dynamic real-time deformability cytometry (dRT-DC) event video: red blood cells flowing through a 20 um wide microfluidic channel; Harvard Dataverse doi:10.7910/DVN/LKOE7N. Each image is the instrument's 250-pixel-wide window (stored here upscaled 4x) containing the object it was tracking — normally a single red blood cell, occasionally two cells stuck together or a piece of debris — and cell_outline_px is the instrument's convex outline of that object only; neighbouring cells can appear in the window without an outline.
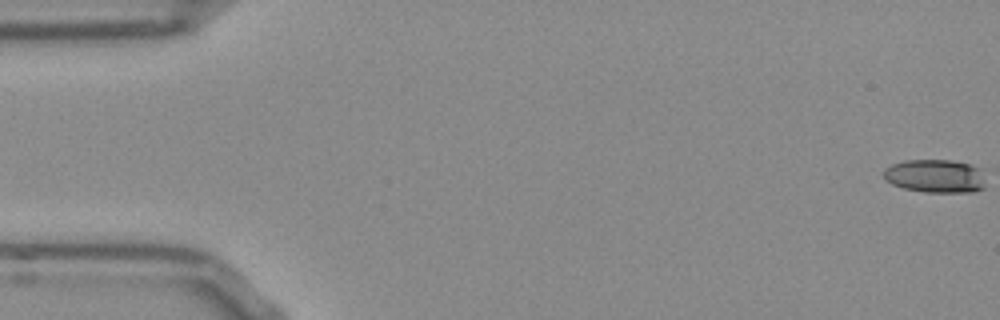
{"species": "Egyptian fruit bat (a non-hibernating species)", "species_latin": "Rousettus aegyptiacus", "temperature_condition": "room temperature", "stored_images_in_passage": 53, "camera_frame_rate_fps": 3000, "um_per_image_px": 0.085, "frame": {"image": 1, "passage_image": 1, "time_ms": 0.0, "image_size_px": [1000, 320], "cell_outline_px": [[984, 188], [972, 192], [924, 192], [904, 188], [892, 184], [884, 180], [884, 168], [892, 164], [904, 160], [952, 160], [968, 164], [980, 168]], "centroid_in_image_um": [79.45, 14.96], "position_along_channel_um": 5.5, "area_um2": 19.77}}
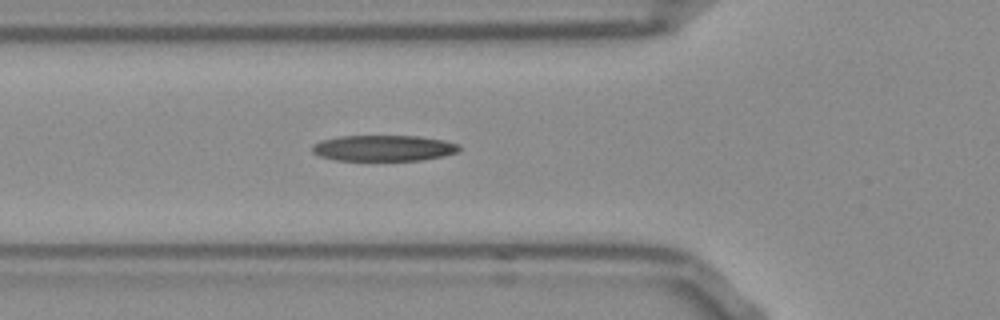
{"frame": {"image": 2, "passage_image": 19, "time_ms": 6.0, "image_size_px": [1000, 320], "cell_outline_px": [[460, 152], [444, 156], [420, 160], [336, 160], [320, 156], [312, 152], [312, 144], [320, 140], [340, 136], [420, 136], [444, 140], [460, 144]], "centroid_in_image_um": [32.63, 12.58], "position_along_channel_um": 93.2, "area_um2": 22.37}}
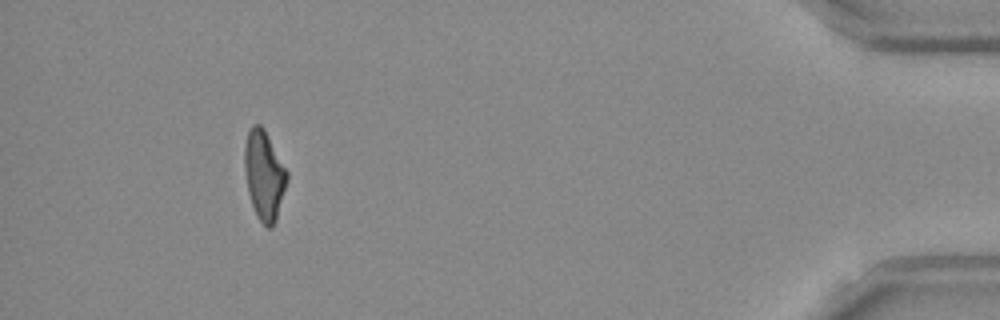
{"frame": {"image": 3, "passage_image": 49, "time_ms": 16.0, "image_size_px": [1000, 320], "cell_outline_px": [[288, 180], [276, 220], [272, 228], [268, 228], [256, 216], [248, 192], [244, 168], [244, 144], [248, 132], [252, 124], [260, 124], [264, 128], [288, 172]], "centroid_in_image_um": [22.45, 14.88], "position_along_channel_um": 412.8, "area_um2": 22.14}, "authors_computed_cell_mechanics": {"area_um2": 21.964, "velocity_mm_per_s": 3.8709, "shape_relaxation_time_tau1_ms": 5.3934, "shape_relaxation_time_tau2_ms": 4.8759, "deformation_change_tau1": 0.1929, "deformation_change_tau2": 0.166}}